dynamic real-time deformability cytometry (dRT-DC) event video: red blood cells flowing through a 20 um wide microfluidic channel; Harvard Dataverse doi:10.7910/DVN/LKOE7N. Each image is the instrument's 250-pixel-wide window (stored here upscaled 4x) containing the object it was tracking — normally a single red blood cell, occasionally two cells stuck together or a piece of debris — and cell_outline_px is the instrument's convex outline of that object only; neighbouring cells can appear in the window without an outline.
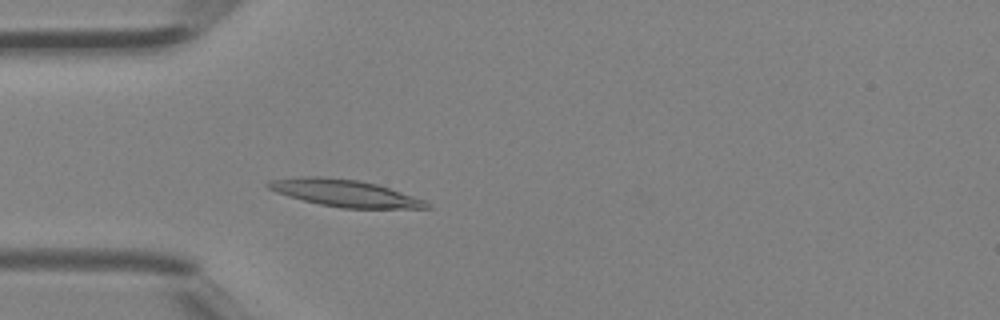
{"species": "Egyptian fruit bat (a non-hibernating species)", "species_latin": "Rousettus aegyptiacus", "temperature_condition": "room temperature", "stored_images_in_passage": 38, "camera_frame_rate_fps": 3000, "um_per_image_px": 0.085, "animal": {"sex": "female"}, "frame": {"image": 1, "passage_image": 9, "time_ms": 2.667, "image_size_px": [1000, 320], "cell_outline_px": [[432, 208], [340, 208], [320, 204], [288, 196], [276, 192], [268, 188], [264, 184], [268, 180], [304, 176], [324, 176], [356, 180], [376, 184], [424, 200]], "centroid_in_image_um": [29.23, 16.4], "position_along_channel_um": 55.8, "area_um2": 24.62}}
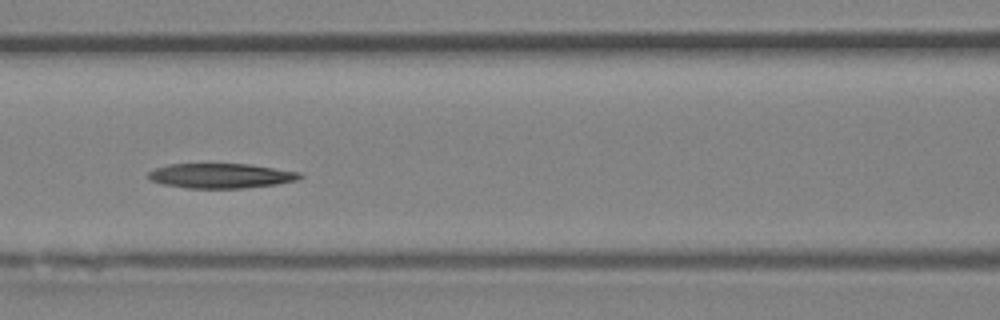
{"frame": {"image": 2, "passage_image": 15, "time_ms": 4.667, "image_size_px": [1000, 320], "cell_outline_px": [[304, 176], [296, 180], [276, 184], [244, 188], [188, 188], [164, 184], [152, 180], [148, 176], [148, 172], [156, 168], [168, 164], [248, 164], [300, 172]], "centroid_in_image_um": [18.79, 14.94], "position_along_channel_um": 147.8, "area_um2": 21.68}}
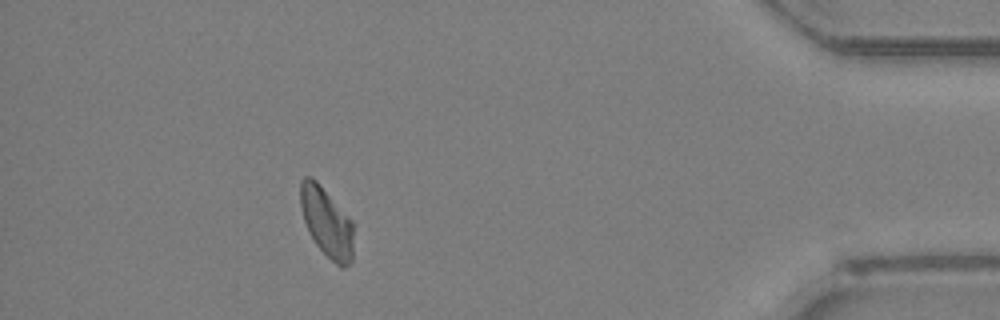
{"frame": {"image": 3, "passage_image": 34, "time_ms": 11.0, "image_size_px": [1000, 320], "cell_outline_px": [[352, 260], [344, 268], [340, 268], [316, 244], [304, 220], [300, 204], [300, 180], [304, 176], [312, 176], [316, 180], [352, 220]], "centroid_in_image_um": [27.75, 18.86], "position_along_channel_um": 407.4, "area_um2": 21.15}}